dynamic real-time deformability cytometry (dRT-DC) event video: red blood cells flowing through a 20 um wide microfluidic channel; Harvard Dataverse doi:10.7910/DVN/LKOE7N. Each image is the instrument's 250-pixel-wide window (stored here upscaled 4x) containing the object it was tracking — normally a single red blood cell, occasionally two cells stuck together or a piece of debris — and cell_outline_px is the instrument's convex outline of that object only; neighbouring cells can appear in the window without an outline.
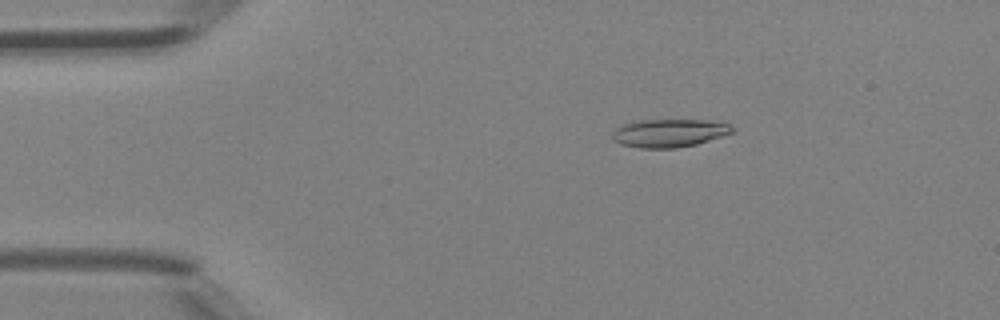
{"species": "Egyptian fruit bat (a non-hibernating species)", "species_latin": "Rousettus aegyptiacus", "temperature_condition": "room temperature", "stored_images_in_passage": 4, "camera_frame_rate_fps": 3000, "um_per_image_px": 0.085, "animal": {"sex": "female"}, "frame": {"image": 1, "passage_image": 1, "time_ms": 0.0, "image_size_px": [1000, 320], "cell_outline_px": [[736, 132], [696, 144], [676, 148], [640, 148], [620, 144], [612, 140], [612, 132], [620, 124], [632, 120], [708, 120], [732, 124], [736, 128]], "centroid_in_image_um": [56.89, 11.3], "position_along_channel_um": 28.1, "area_um2": 20.11}}
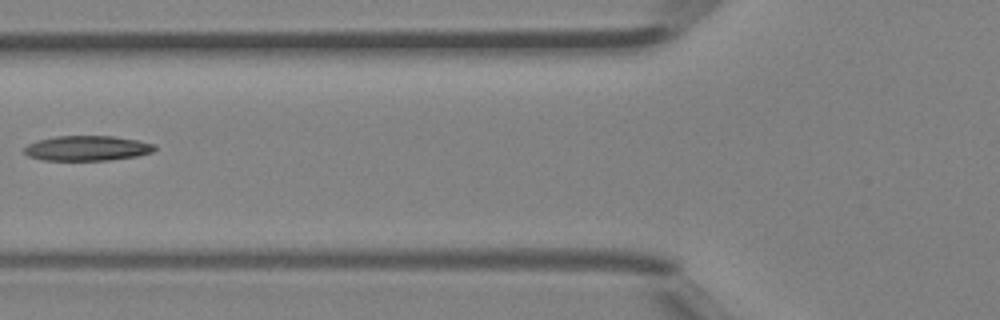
{"frame": {"image": 2, "passage_image": 4, "time_ms": 1.0, "image_size_px": [1000, 320], "cell_outline_px": [[156, 148], [152, 152], [136, 156], [108, 160], [44, 160], [28, 156], [24, 152], [24, 148], [28, 144], [36, 140], [56, 136], [112, 136], [136, 140], [156, 144]], "centroid_in_image_um": [7.39, 12.59], "position_along_channel_um": 118.4, "area_um2": 18.96}}